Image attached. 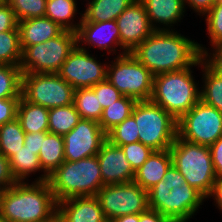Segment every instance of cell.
Listing matches in <instances>:
<instances>
[{
    "label": "cell",
    "mask_w": 222,
    "mask_h": 222,
    "mask_svg": "<svg viewBox=\"0 0 222 222\" xmlns=\"http://www.w3.org/2000/svg\"><path fill=\"white\" fill-rule=\"evenodd\" d=\"M172 165L170 150L153 151L143 165L135 171L134 182L148 191L163 177Z\"/></svg>",
    "instance_id": "obj_21"
},
{
    "label": "cell",
    "mask_w": 222,
    "mask_h": 222,
    "mask_svg": "<svg viewBox=\"0 0 222 222\" xmlns=\"http://www.w3.org/2000/svg\"><path fill=\"white\" fill-rule=\"evenodd\" d=\"M213 197L215 205L222 211V179L217 178L208 198Z\"/></svg>",
    "instance_id": "obj_47"
},
{
    "label": "cell",
    "mask_w": 222,
    "mask_h": 222,
    "mask_svg": "<svg viewBox=\"0 0 222 222\" xmlns=\"http://www.w3.org/2000/svg\"><path fill=\"white\" fill-rule=\"evenodd\" d=\"M21 59L19 29L0 32V65L20 66Z\"/></svg>",
    "instance_id": "obj_32"
},
{
    "label": "cell",
    "mask_w": 222,
    "mask_h": 222,
    "mask_svg": "<svg viewBox=\"0 0 222 222\" xmlns=\"http://www.w3.org/2000/svg\"><path fill=\"white\" fill-rule=\"evenodd\" d=\"M81 120L73 104L49 109V133L64 136Z\"/></svg>",
    "instance_id": "obj_27"
},
{
    "label": "cell",
    "mask_w": 222,
    "mask_h": 222,
    "mask_svg": "<svg viewBox=\"0 0 222 222\" xmlns=\"http://www.w3.org/2000/svg\"><path fill=\"white\" fill-rule=\"evenodd\" d=\"M198 45L203 62L217 75L222 76V44L211 47L213 53H208L209 50H206L207 48L201 44Z\"/></svg>",
    "instance_id": "obj_39"
},
{
    "label": "cell",
    "mask_w": 222,
    "mask_h": 222,
    "mask_svg": "<svg viewBox=\"0 0 222 222\" xmlns=\"http://www.w3.org/2000/svg\"><path fill=\"white\" fill-rule=\"evenodd\" d=\"M16 182L9 159L0 152V191L12 187Z\"/></svg>",
    "instance_id": "obj_41"
},
{
    "label": "cell",
    "mask_w": 222,
    "mask_h": 222,
    "mask_svg": "<svg viewBox=\"0 0 222 222\" xmlns=\"http://www.w3.org/2000/svg\"><path fill=\"white\" fill-rule=\"evenodd\" d=\"M177 135L191 143L211 146L222 136V113L199 100L177 121Z\"/></svg>",
    "instance_id": "obj_11"
},
{
    "label": "cell",
    "mask_w": 222,
    "mask_h": 222,
    "mask_svg": "<svg viewBox=\"0 0 222 222\" xmlns=\"http://www.w3.org/2000/svg\"><path fill=\"white\" fill-rule=\"evenodd\" d=\"M48 182L56 201L96 196L103 187L97 155L78 161H64L49 175Z\"/></svg>",
    "instance_id": "obj_4"
},
{
    "label": "cell",
    "mask_w": 222,
    "mask_h": 222,
    "mask_svg": "<svg viewBox=\"0 0 222 222\" xmlns=\"http://www.w3.org/2000/svg\"><path fill=\"white\" fill-rule=\"evenodd\" d=\"M101 176L104 185L128 183L134 180L135 171L126 159L121 147L106 140L98 154Z\"/></svg>",
    "instance_id": "obj_17"
},
{
    "label": "cell",
    "mask_w": 222,
    "mask_h": 222,
    "mask_svg": "<svg viewBox=\"0 0 222 222\" xmlns=\"http://www.w3.org/2000/svg\"><path fill=\"white\" fill-rule=\"evenodd\" d=\"M18 22L15 12L9 4L0 6V32L18 28Z\"/></svg>",
    "instance_id": "obj_42"
},
{
    "label": "cell",
    "mask_w": 222,
    "mask_h": 222,
    "mask_svg": "<svg viewBox=\"0 0 222 222\" xmlns=\"http://www.w3.org/2000/svg\"><path fill=\"white\" fill-rule=\"evenodd\" d=\"M211 46L222 44V2L215 3L205 15Z\"/></svg>",
    "instance_id": "obj_36"
},
{
    "label": "cell",
    "mask_w": 222,
    "mask_h": 222,
    "mask_svg": "<svg viewBox=\"0 0 222 222\" xmlns=\"http://www.w3.org/2000/svg\"><path fill=\"white\" fill-rule=\"evenodd\" d=\"M114 59L107 65L106 79L124 96L136 101H149L154 75L131 53L118 54Z\"/></svg>",
    "instance_id": "obj_9"
},
{
    "label": "cell",
    "mask_w": 222,
    "mask_h": 222,
    "mask_svg": "<svg viewBox=\"0 0 222 222\" xmlns=\"http://www.w3.org/2000/svg\"><path fill=\"white\" fill-rule=\"evenodd\" d=\"M74 88L57 73H23L21 95L47 109L73 104Z\"/></svg>",
    "instance_id": "obj_10"
},
{
    "label": "cell",
    "mask_w": 222,
    "mask_h": 222,
    "mask_svg": "<svg viewBox=\"0 0 222 222\" xmlns=\"http://www.w3.org/2000/svg\"><path fill=\"white\" fill-rule=\"evenodd\" d=\"M20 47H26L45 42L58 36L64 29L48 17L25 19L18 22Z\"/></svg>",
    "instance_id": "obj_20"
},
{
    "label": "cell",
    "mask_w": 222,
    "mask_h": 222,
    "mask_svg": "<svg viewBox=\"0 0 222 222\" xmlns=\"http://www.w3.org/2000/svg\"><path fill=\"white\" fill-rule=\"evenodd\" d=\"M0 222H8L5 218L2 217V215L0 214Z\"/></svg>",
    "instance_id": "obj_50"
},
{
    "label": "cell",
    "mask_w": 222,
    "mask_h": 222,
    "mask_svg": "<svg viewBox=\"0 0 222 222\" xmlns=\"http://www.w3.org/2000/svg\"><path fill=\"white\" fill-rule=\"evenodd\" d=\"M169 150L172 165L207 199L217 179L209 146L185 141L177 135Z\"/></svg>",
    "instance_id": "obj_6"
},
{
    "label": "cell",
    "mask_w": 222,
    "mask_h": 222,
    "mask_svg": "<svg viewBox=\"0 0 222 222\" xmlns=\"http://www.w3.org/2000/svg\"><path fill=\"white\" fill-rule=\"evenodd\" d=\"M57 204L48 181L16 182L0 191V214L8 222H57Z\"/></svg>",
    "instance_id": "obj_2"
},
{
    "label": "cell",
    "mask_w": 222,
    "mask_h": 222,
    "mask_svg": "<svg viewBox=\"0 0 222 222\" xmlns=\"http://www.w3.org/2000/svg\"><path fill=\"white\" fill-rule=\"evenodd\" d=\"M64 138L65 161H78L98 154L107 140L98 122L81 119Z\"/></svg>",
    "instance_id": "obj_14"
},
{
    "label": "cell",
    "mask_w": 222,
    "mask_h": 222,
    "mask_svg": "<svg viewBox=\"0 0 222 222\" xmlns=\"http://www.w3.org/2000/svg\"><path fill=\"white\" fill-rule=\"evenodd\" d=\"M47 0H8L18 21L44 17Z\"/></svg>",
    "instance_id": "obj_35"
},
{
    "label": "cell",
    "mask_w": 222,
    "mask_h": 222,
    "mask_svg": "<svg viewBox=\"0 0 222 222\" xmlns=\"http://www.w3.org/2000/svg\"><path fill=\"white\" fill-rule=\"evenodd\" d=\"M57 74L74 89L91 88L106 80L107 64L102 65L87 48L84 50L76 45Z\"/></svg>",
    "instance_id": "obj_13"
},
{
    "label": "cell",
    "mask_w": 222,
    "mask_h": 222,
    "mask_svg": "<svg viewBox=\"0 0 222 222\" xmlns=\"http://www.w3.org/2000/svg\"><path fill=\"white\" fill-rule=\"evenodd\" d=\"M191 68L154 76L150 101L161 106L177 121L200 100V87Z\"/></svg>",
    "instance_id": "obj_5"
},
{
    "label": "cell",
    "mask_w": 222,
    "mask_h": 222,
    "mask_svg": "<svg viewBox=\"0 0 222 222\" xmlns=\"http://www.w3.org/2000/svg\"><path fill=\"white\" fill-rule=\"evenodd\" d=\"M73 103L81 119L92 120L99 123L103 108L92 88L75 89Z\"/></svg>",
    "instance_id": "obj_30"
},
{
    "label": "cell",
    "mask_w": 222,
    "mask_h": 222,
    "mask_svg": "<svg viewBox=\"0 0 222 222\" xmlns=\"http://www.w3.org/2000/svg\"><path fill=\"white\" fill-rule=\"evenodd\" d=\"M216 0H184L185 6L191 7L198 15L204 16L215 5Z\"/></svg>",
    "instance_id": "obj_45"
},
{
    "label": "cell",
    "mask_w": 222,
    "mask_h": 222,
    "mask_svg": "<svg viewBox=\"0 0 222 222\" xmlns=\"http://www.w3.org/2000/svg\"><path fill=\"white\" fill-rule=\"evenodd\" d=\"M96 96H98L99 103L102 108L110 106L123 96L107 79L91 87Z\"/></svg>",
    "instance_id": "obj_38"
},
{
    "label": "cell",
    "mask_w": 222,
    "mask_h": 222,
    "mask_svg": "<svg viewBox=\"0 0 222 222\" xmlns=\"http://www.w3.org/2000/svg\"><path fill=\"white\" fill-rule=\"evenodd\" d=\"M8 4V0H0V6Z\"/></svg>",
    "instance_id": "obj_49"
},
{
    "label": "cell",
    "mask_w": 222,
    "mask_h": 222,
    "mask_svg": "<svg viewBox=\"0 0 222 222\" xmlns=\"http://www.w3.org/2000/svg\"><path fill=\"white\" fill-rule=\"evenodd\" d=\"M9 161L12 174L18 182H25L30 174H35L37 171H42L44 174L37 177L36 181H48L49 179V175L40 165L39 156L35 154V151L30 150L26 146H22Z\"/></svg>",
    "instance_id": "obj_24"
},
{
    "label": "cell",
    "mask_w": 222,
    "mask_h": 222,
    "mask_svg": "<svg viewBox=\"0 0 222 222\" xmlns=\"http://www.w3.org/2000/svg\"><path fill=\"white\" fill-rule=\"evenodd\" d=\"M25 132L16 118L0 127V152L10 159L24 146Z\"/></svg>",
    "instance_id": "obj_31"
},
{
    "label": "cell",
    "mask_w": 222,
    "mask_h": 222,
    "mask_svg": "<svg viewBox=\"0 0 222 222\" xmlns=\"http://www.w3.org/2000/svg\"><path fill=\"white\" fill-rule=\"evenodd\" d=\"M76 0H47L45 16L57 23L64 30L77 32L82 20L74 24L77 13ZM77 23V24H76Z\"/></svg>",
    "instance_id": "obj_26"
},
{
    "label": "cell",
    "mask_w": 222,
    "mask_h": 222,
    "mask_svg": "<svg viewBox=\"0 0 222 222\" xmlns=\"http://www.w3.org/2000/svg\"><path fill=\"white\" fill-rule=\"evenodd\" d=\"M147 192L149 209L158 211L172 222H187L206 200L185 181L173 165L169 167L163 180Z\"/></svg>",
    "instance_id": "obj_3"
},
{
    "label": "cell",
    "mask_w": 222,
    "mask_h": 222,
    "mask_svg": "<svg viewBox=\"0 0 222 222\" xmlns=\"http://www.w3.org/2000/svg\"><path fill=\"white\" fill-rule=\"evenodd\" d=\"M116 22L120 31L121 46L128 53L155 31L140 0H135L128 6L117 17Z\"/></svg>",
    "instance_id": "obj_15"
},
{
    "label": "cell",
    "mask_w": 222,
    "mask_h": 222,
    "mask_svg": "<svg viewBox=\"0 0 222 222\" xmlns=\"http://www.w3.org/2000/svg\"><path fill=\"white\" fill-rule=\"evenodd\" d=\"M120 147L134 171L139 169L154 151L140 141Z\"/></svg>",
    "instance_id": "obj_37"
},
{
    "label": "cell",
    "mask_w": 222,
    "mask_h": 222,
    "mask_svg": "<svg viewBox=\"0 0 222 222\" xmlns=\"http://www.w3.org/2000/svg\"><path fill=\"white\" fill-rule=\"evenodd\" d=\"M22 72L20 66L0 65V99L20 98Z\"/></svg>",
    "instance_id": "obj_33"
},
{
    "label": "cell",
    "mask_w": 222,
    "mask_h": 222,
    "mask_svg": "<svg viewBox=\"0 0 222 222\" xmlns=\"http://www.w3.org/2000/svg\"><path fill=\"white\" fill-rule=\"evenodd\" d=\"M38 156L42 169L48 175L53 173L65 161L63 136L48 133L42 140Z\"/></svg>",
    "instance_id": "obj_25"
},
{
    "label": "cell",
    "mask_w": 222,
    "mask_h": 222,
    "mask_svg": "<svg viewBox=\"0 0 222 222\" xmlns=\"http://www.w3.org/2000/svg\"><path fill=\"white\" fill-rule=\"evenodd\" d=\"M140 1L143 3L149 21L155 30H170V27L172 30L173 25L183 19L186 11L184 0ZM161 25L165 27H161Z\"/></svg>",
    "instance_id": "obj_19"
},
{
    "label": "cell",
    "mask_w": 222,
    "mask_h": 222,
    "mask_svg": "<svg viewBox=\"0 0 222 222\" xmlns=\"http://www.w3.org/2000/svg\"><path fill=\"white\" fill-rule=\"evenodd\" d=\"M20 98L0 99V127L17 118V109Z\"/></svg>",
    "instance_id": "obj_40"
},
{
    "label": "cell",
    "mask_w": 222,
    "mask_h": 222,
    "mask_svg": "<svg viewBox=\"0 0 222 222\" xmlns=\"http://www.w3.org/2000/svg\"><path fill=\"white\" fill-rule=\"evenodd\" d=\"M110 222H139V214H130L117 217Z\"/></svg>",
    "instance_id": "obj_48"
},
{
    "label": "cell",
    "mask_w": 222,
    "mask_h": 222,
    "mask_svg": "<svg viewBox=\"0 0 222 222\" xmlns=\"http://www.w3.org/2000/svg\"><path fill=\"white\" fill-rule=\"evenodd\" d=\"M131 115L141 143L154 151L170 149L177 137V120L170 113L149 100L137 101Z\"/></svg>",
    "instance_id": "obj_7"
},
{
    "label": "cell",
    "mask_w": 222,
    "mask_h": 222,
    "mask_svg": "<svg viewBox=\"0 0 222 222\" xmlns=\"http://www.w3.org/2000/svg\"><path fill=\"white\" fill-rule=\"evenodd\" d=\"M139 222H172L169 218L158 211L148 209L139 214Z\"/></svg>",
    "instance_id": "obj_46"
},
{
    "label": "cell",
    "mask_w": 222,
    "mask_h": 222,
    "mask_svg": "<svg viewBox=\"0 0 222 222\" xmlns=\"http://www.w3.org/2000/svg\"><path fill=\"white\" fill-rule=\"evenodd\" d=\"M203 68V86L200 90V100L207 105L216 108L222 113V76L217 75L204 62L201 57Z\"/></svg>",
    "instance_id": "obj_28"
},
{
    "label": "cell",
    "mask_w": 222,
    "mask_h": 222,
    "mask_svg": "<svg viewBox=\"0 0 222 222\" xmlns=\"http://www.w3.org/2000/svg\"><path fill=\"white\" fill-rule=\"evenodd\" d=\"M49 109L27 101L22 95L17 109V119L25 133L49 132Z\"/></svg>",
    "instance_id": "obj_22"
},
{
    "label": "cell",
    "mask_w": 222,
    "mask_h": 222,
    "mask_svg": "<svg viewBox=\"0 0 222 222\" xmlns=\"http://www.w3.org/2000/svg\"><path fill=\"white\" fill-rule=\"evenodd\" d=\"M107 140L116 146L127 145L139 141L135 118L130 115L106 134Z\"/></svg>",
    "instance_id": "obj_34"
},
{
    "label": "cell",
    "mask_w": 222,
    "mask_h": 222,
    "mask_svg": "<svg viewBox=\"0 0 222 222\" xmlns=\"http://www.w3.org/2000/svg\"><path fill=\"white\" fill-rule=\"evenodd\" d=\"M209 149L216 177L222 179V136Z\"/></svg>",
    "instance_id": "obj_43"
},
{
    "label": "cell",
    "mask_w": 222,
    "mask_h": 222,
    "mask_svg": "<svg viewBox=\"0 0 222 222\" xmlns=\"http://www.w3.org/2000/svg\"><path fill=\"white\" fill-rule=\"evenodd\" d=\"M96 197L108 222L120 216L140 214L149 209L148 192L134 181L104 185Z\"/></svg>",
    "instance_id": "obj_12"
},
{
    "label": "cell",
    "mask_w": 222,
    "mask_h": 222,
    "mask_svg": "<svg viewBox=\"0 0 222 222\" xmlns=\"http://www.w3.org/2000/svg\"><path fill=\"white\" fill-rule=\"evenodd\" d=\"M135 0H91L87 3L81 22H104L117 17Z\"/></svg>",
    "instance_id": "obj_23"
},
{
    "label": "cell",
    "mask_w": 222,
    "mask_h": 222,
    "mask_svg": "<svg viewBox=\"0 0 222 222\" xmlns=\"http://www.w3.org/2000/svg\"><path fill=\"white\" fill-rule=\"evenodd\" d=\"M76 45V32L63 30L54 38L26 47L22 51L20 70L22 74L58 73Z\"/></svg>",
    "instance_id": "obj_8"
},
{
    "label": "cell",
    "mask_w": 222,
    "mask_h": 222,
    "mask_svg": "<svg viewBox=\"0 0 222 222\" xmlns=\"http://www.w3.org/2000/svg\"><path fill=\"white\" fill-rule=\"evenodd\" d=\"M136 102L134 98L123 95L110 106L103 109L102 117L99 120L101 129L107 134L112 128L128 118Z\"/></svg>",
    "instance_id": "obj_29"
},
{
    "label": "cell",
    "mask_w": 222,
    "mask_h": 222,
    "mask_svg": "<svg viewBox=\"0 0 222 222\" xmlns=\"http://www.w3.org/2000/svg\"><path fill=\"white\" fill-rule=\"evenodd\" d=\"M57 222H108V220L96 196H82L58 202Z\"/></svg>",
    "instance_id": "obj_18"
},
{
    "label": "cell",
    "mask_w": 222,
    "mask_h": 222,
    "mask_svg": "<svg viewBox=\"0 0 222 222\" xmlns=\"http://www.w3.org/2000/svg\"><path fill=\"white\" fill-rule=\"evenodd\" d=\"M76 34L77 45L84 50L87 44L88 49L90 46L98 47L100 50H107L109 55L112 51L113 54H117L116 51L119 46V48L123 50L120 52L121 56L128 53L121 46L120 31L116 20L104 22H81ZM80 43L84 44V46Z\"/></svg>",
    "instance_id": "obj_16"
},
{
    "label": "cell",
    "mask_w": 222,
    "mask_h": 222,
    "mask_svg": "<svg viewBox=\"0 0 222 222\" xmlns=\"http://www.w3.org/2000/svg\"><path fill=\"white\" fill-rule=\"evenodd\" d=\"M174 30H155L130 52L154 76L201 66L199 43Z\"/></svg>",
    "instance_id": "obj_1"
},
{
    "label": "cell",
    "mask_w": 222,
    "mask_h": 222,
    "mask_svg": "<svg viewBox=\"0 0 222 222\" xmlns=\"http://www.w3.org/2000/svg\"><path fill=\"white\" fill-rule=\"evenodd\" d=\"M48 133L49 132L25 133L24 146L35 151V154L38 155L42 145V140Z\"/></svg>",
    "instance_id": "obj_44"
}]
</instances>
